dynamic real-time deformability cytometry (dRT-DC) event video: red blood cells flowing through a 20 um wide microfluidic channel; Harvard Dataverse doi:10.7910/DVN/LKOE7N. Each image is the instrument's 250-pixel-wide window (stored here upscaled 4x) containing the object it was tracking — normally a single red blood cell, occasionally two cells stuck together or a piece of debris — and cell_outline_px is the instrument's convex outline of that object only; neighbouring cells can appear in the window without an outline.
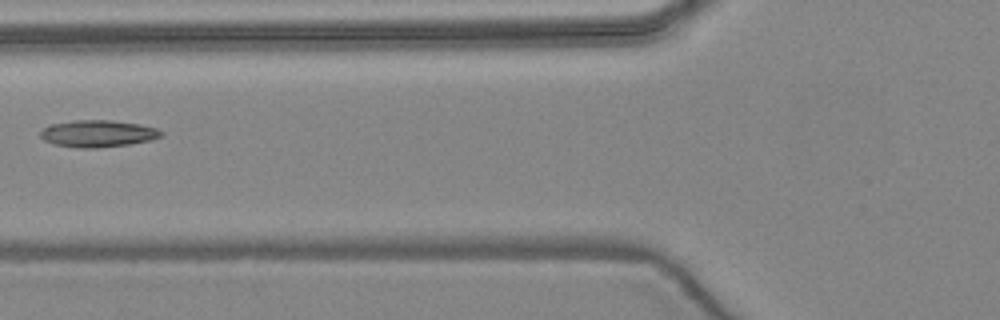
{"species": "common noctule bat (a hibernating species)", "species_latin": "Nyctalus noctula", "temperature_condition": "warm", "stored_images_in_passage": 3, "camera_frame_rate_fps": 3000, "um_per_image_px": 0.085, "animal": {"sex": "female", "body_mass_g": 24.6, "forearm_length_mm": 56.2}, "frame": {"image": 1, "passage_image": 3, "time_ms": 2.333, "image_size_px": [1000, 320], "cell_outline_px": [[164, 136], [152, 140], [128, 144], [96, 148], [76, 148], [52, 144], [44, 140], [40, 136], [40, 132], [44, 128], [52, 124], [76, 120], [108, 120], [140, 124], [156, 128], [164, 132]], "centroid_in_image_um": [8.34, 11.36], "position_along_channel_um": 117.5, "area_um2": 19.02}}